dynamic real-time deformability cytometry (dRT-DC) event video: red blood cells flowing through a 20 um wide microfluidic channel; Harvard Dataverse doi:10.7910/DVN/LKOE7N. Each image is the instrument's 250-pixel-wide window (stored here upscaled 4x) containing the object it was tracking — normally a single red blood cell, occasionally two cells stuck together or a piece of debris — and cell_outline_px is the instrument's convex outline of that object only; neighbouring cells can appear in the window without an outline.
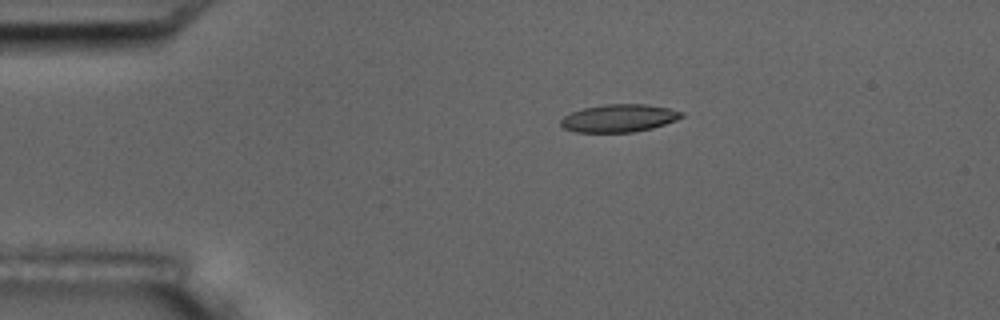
{"species": "common noctule bat (a hibernating species)", "species_latin": "Nyctalus noctula", "temperature_condition": "room temperature", "stored_images_in_passage": 5, "camera_frame_rate_fps": 3000, "um_per_image_px": 0.085, "animal": {"sex": "male", "body_mass_g": 17.5, "forearm_length_mm": 52.3}, "frame": {"image": 1, "passage_image": 3, "time_ms": 3.333, "image_size_px": [1000, 320], "cell_outline_px": [[684, 116], [676, 120], [652, 128], [632, 132], [576, 132], [564, 128], [560, 124], [560, 120], [564, 116], [572, 112], [584, 108], [604, 104], [644, 104], [668, 108], [684, 112]], "centroid_in_image_um": [52.61, 10.04], "position_along_channel_um": 32.4, "area_um2": 19.42}}
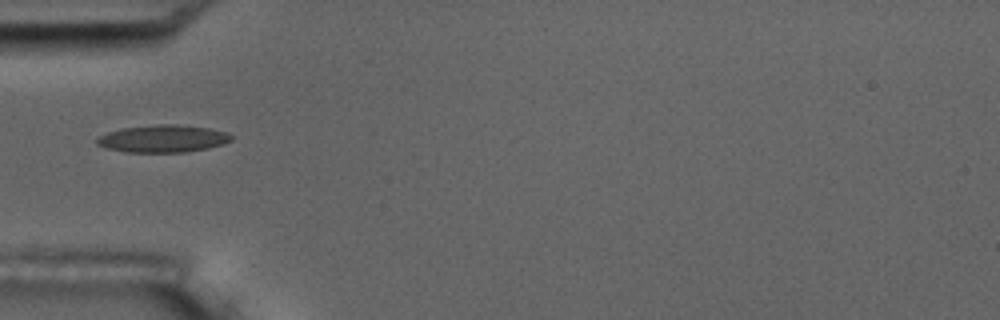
{"frame": {"image": 2, "passage_image": 5, "time_ms": 5.667, "image_size_px": [1000, 320], "cell_outline_px": [[232, 140], [224, 144], [208, 148], [184, 152], [124, 152], [104, 148], [96, 144], [96, 136], [120, 128], [156, 124], [176, 124], [208, 128], [228, 132], [232, 136]], "centroid_in_image_um": [13.81, 11.78], "position_along_channel_um": 71.2, "area_um2": 21.73}}